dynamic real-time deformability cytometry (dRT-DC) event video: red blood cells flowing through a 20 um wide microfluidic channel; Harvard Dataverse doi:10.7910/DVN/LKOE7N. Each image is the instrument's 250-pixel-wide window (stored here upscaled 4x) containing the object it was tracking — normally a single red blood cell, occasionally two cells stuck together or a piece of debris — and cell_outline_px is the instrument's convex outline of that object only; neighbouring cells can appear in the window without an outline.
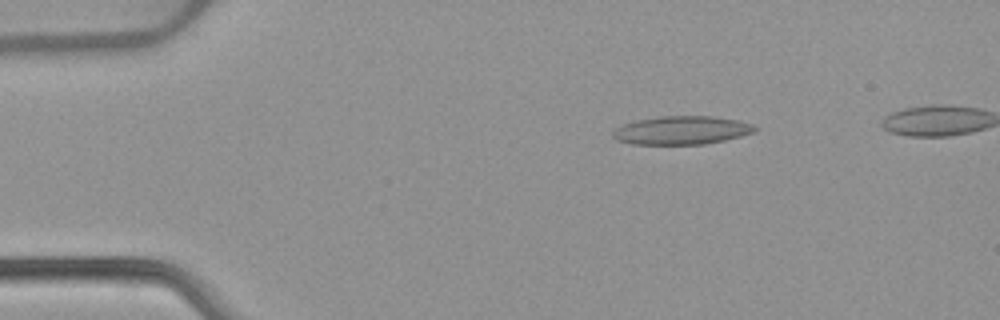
{"species": "common noctule bat (a hibernating species)", "species_latin": "Nyctalus noctula", "temperature_condition": "warm", "stored_images_in_passage": 46, "segment_of_instrument_passage": [1, 2], "camera_frame_rate_fps": 3000, "um_per_image_px": 0.085, "animal": {"sex": "female", "body_mass_g": 22.7, "forearm_length_mm": 54.2}, "frame": {"image": 1, "passage_image": 5, "time_ms": 1.333, "image_size_px": [1000, 320], "cell_outline_px": [[760, 128], [752, 132], [740, 136], [724, 140], [704, 144], [632, 144], [616, 140], [612, 136], [612, 128], [636, 120], [664, 116], [712, 116], [736, 120], [752, 124]], "centroid_in_image_um": [57.9, 11.07], "position_along_channel_um": 27.1, "area_um2": 23.47}}
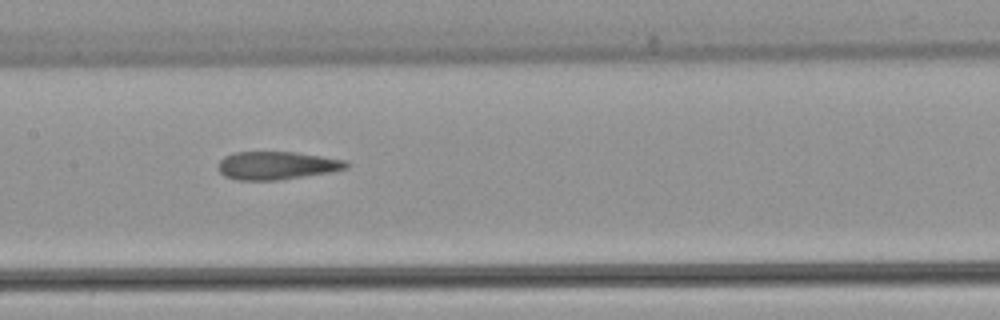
{"frame": {"image": 2, "passage_image": 22, "time_ms": 7.0, "image_size_px": [1000, 320], "cell_outline_px": [[352, 164], [348, 168], [332, 172], [280, 180], [236, 180], [224, 176], [216, 168], [220, 160], [224, 156], [236, 152], [296, 152], [348, 160]], "centroid_in_image_um": [23.56, 14.07], "position_along_channel_um": 183.8, "area_um2": 21.33}}
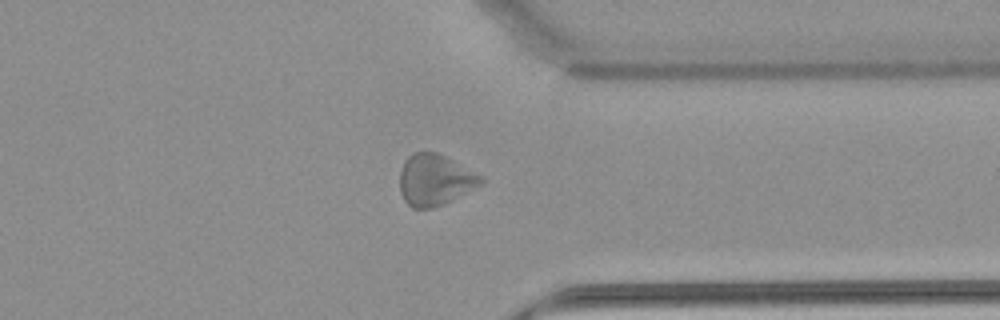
{"frame": {"image": 3, "passage_image": 37, "time_ms": 12.0, "image_size_px": [1000, 320], "cell_outline_px": [[484, 184], [444, 204], [432, 208], [412, 208], [404, 200], [400, 192], [400, 172], [404, 160], [412, 152], [436, 152], [484, 176]], "centroid_in_image_um": [36.98, 15.3], "position_along_channel_um": 374.4, "area_um2": 24.39}}